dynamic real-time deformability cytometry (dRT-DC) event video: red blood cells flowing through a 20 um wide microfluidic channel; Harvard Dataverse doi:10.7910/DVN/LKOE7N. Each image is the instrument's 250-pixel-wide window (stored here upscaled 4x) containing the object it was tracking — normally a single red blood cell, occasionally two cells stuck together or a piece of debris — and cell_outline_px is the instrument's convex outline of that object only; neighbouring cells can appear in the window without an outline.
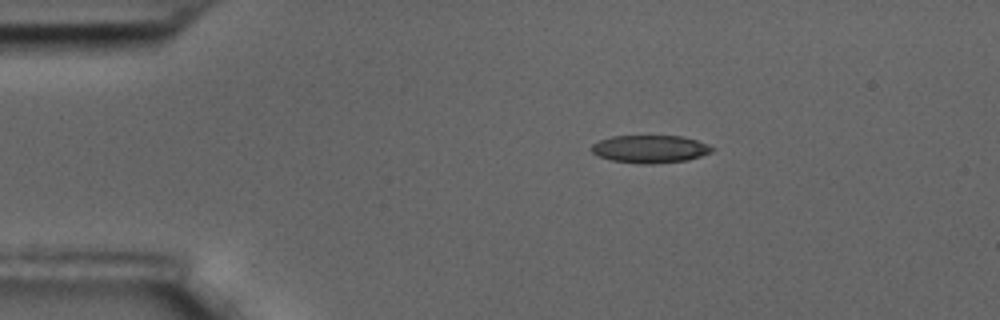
{"species": "common noctule bat (a hibernating species)", "species_latin": "Nyctalus noctula", "temperature_condition": "room temperature", "stored_images_in_passage": 49, "camera_frame_rate_fps": 3000, "um_per_image_px": 0.085, "animal": {"sex": "male", "body_mass_g": 17.5, "forearm_length_mm": 52.3}, "frame": {"image": 1, "passage_image": 1, "time_ms": 0.0, "image_size_px": [1000, 320], "cell_outline_px": [[712, 152], [688, 160], [656, 164], [640, 164], [612, 160], [600, 156], [592, 152], [592, 144], [600, 140], [612, 136], [680, 136], [696, 140], [708, 144], [712, 148]], "centroid_in_image_um": [55.26, 12.67], "position_along_channel_um": 29.7, "area_um2": 19.36}}
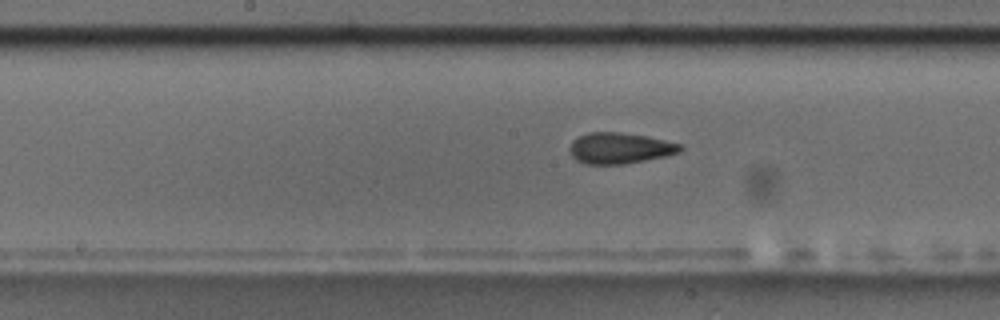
{"frame": {"image": 2, "passage_image": 20, "time_ms": 6.333, "image_size_px": [1000, 320], "cell_outline_px": [[684, 148], [680, 152], [664, 156], [624, 164], [584, 164], [576, 160], [572, 156], [568, 148], [572, 140], [588, 132], [620, 132], [648, 136], [684, 144]], "centroid_in_image_um": [52.69, 12.58], "position_along_channel_um": 195.5, "area_um2": 20.17}}
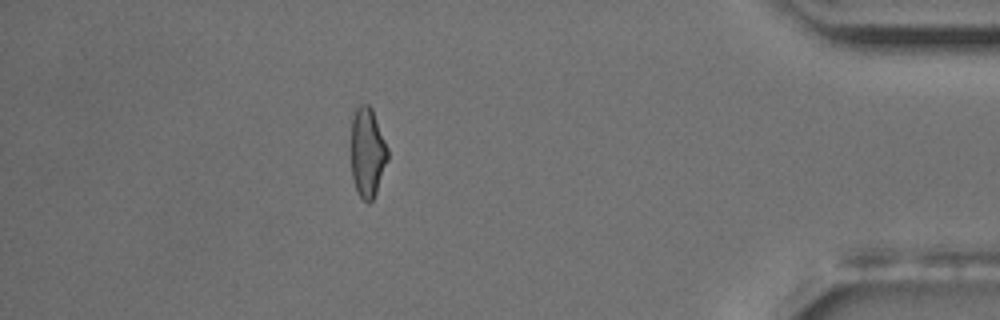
{"frame": {"image": 3, "passage_image": 42, "time_ms": 13.667, "image_size_px": [1000, 320], "cell_outline_px": [[388, 160], [376, 192], [372, 200], [368, 204], [360, 196], [356, 188], [352, 176], [352, 104], [368, 104], [372, 108], [388, 148]], "centroid_in_image_um": [31.23, 12.88], "position_along_channel_um": 404.0, "area_um2": 19.25}, "authors_computed_cell_mechanics": {"area_um2": 19.8832, "velocity_mm_per_s": 3.4562, "shape_relaxation_time_tau1_ms": 7.948, "shape_relaxation_time_tau2_ms": 2.1313, "deformation_change_tau1": 0.1665, "deformation_change_tau2": 0.085}}